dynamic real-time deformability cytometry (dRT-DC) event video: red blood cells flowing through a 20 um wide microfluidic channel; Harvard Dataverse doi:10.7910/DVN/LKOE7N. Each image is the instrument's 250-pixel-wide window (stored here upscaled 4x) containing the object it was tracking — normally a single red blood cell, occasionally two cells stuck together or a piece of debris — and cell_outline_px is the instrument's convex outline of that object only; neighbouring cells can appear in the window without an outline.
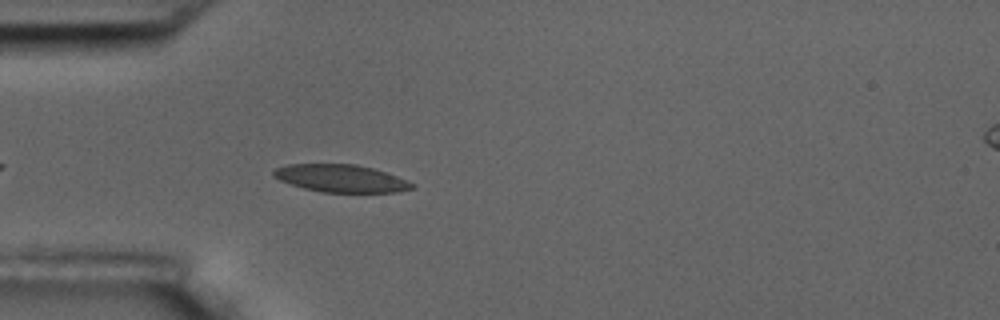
{"species": "common noctule bat (a hibernating species)", "species_latin": "Nyctalus noctula", "temperature_condition": "room temperature", "stored_images_in_passage": 4, "camera_frame_rate_fps": 3000, "um_per_image_px": 0.085, "animal": {"sex": "male", "body_mass_g": 17.5, "forearm_length_mm": 52.3}, "frame": {"image": 1, "passage_image": 4, "time_ms": 3.333, "image_size_px": [1000, 320], "cell_outline_px": [[412, 188], [396, 192], [320, 192], [304, 188], [280, 180], [272, 176], [272, 172], [276, 168], [288, 164], [356, 164], [372, 168], [408, 180], [412, 184]], "centroid_in_image_um": [28.94, 15.16], "position_along_channel_um": 56.1, "area_um2": 21.96}}